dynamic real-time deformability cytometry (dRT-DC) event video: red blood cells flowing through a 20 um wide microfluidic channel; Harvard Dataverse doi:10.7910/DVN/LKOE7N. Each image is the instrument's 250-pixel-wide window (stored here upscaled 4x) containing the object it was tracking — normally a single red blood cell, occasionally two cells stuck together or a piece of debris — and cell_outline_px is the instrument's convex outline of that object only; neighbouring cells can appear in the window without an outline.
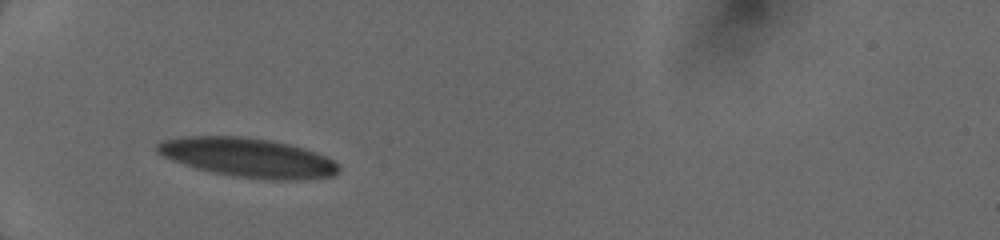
{"species": "human", "species_latin": "Homo sapiens", "temperature_condition": "cold", "stored_images_in_passage": 2, "camera_frame_rate_fps": 3000, "um_per_image_px": 0.085, "donor": {"sex": "female"}, "frame": {"image": 1, "passage_image": 1, "time_ms": 0.0, "image_size_px": [1000, 240], "cell_outline_px": [[340, 168], [332, 176], [296, 180], [272, 180], [232, 176], [212, 172], [196, 168], [172, 160], [156, 152], [156, 144], [164, 140], [180, 136], [240, 136], [268, 140], [288, 144], [304, 148], [328, 156]], "centroid_in_image_um": [21.05, 13.39], "position_along_channel_um": 63.9, "area_um2": 41.33}}